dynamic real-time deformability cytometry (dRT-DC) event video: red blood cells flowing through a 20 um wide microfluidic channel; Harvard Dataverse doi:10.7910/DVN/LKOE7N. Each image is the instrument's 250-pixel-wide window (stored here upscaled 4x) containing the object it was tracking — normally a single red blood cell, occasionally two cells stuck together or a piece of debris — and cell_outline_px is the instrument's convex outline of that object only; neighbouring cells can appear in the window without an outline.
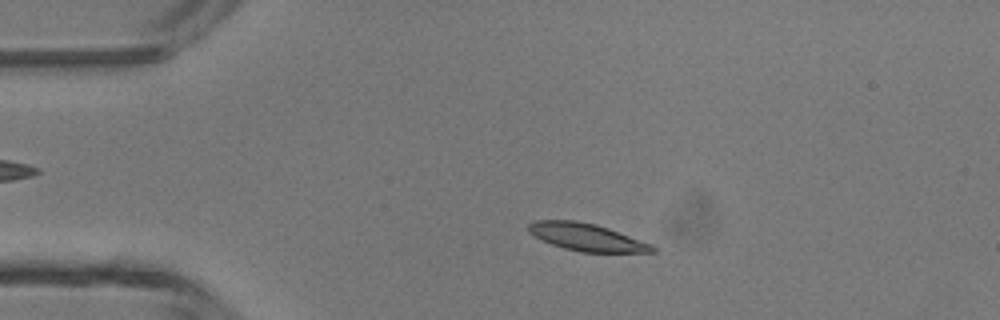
{"species": "common noctule bat (a hibernating species)", "species_latin": "Nyctalus noctula", "temperature_condition": "room temperature", "stored_images_in_passage": 45, "camera_frame_rate_fps": 3000, "um_per_image_px": 0.085, "animal": {"sex": "male", "body_mass_g": 13.3}, "frame": {"image": 1, "passage_image": 8, "time_ms": 2.333, "image_size_px": [1000, 320], "cell_outline_px": [[656, 252], [580, 252], [564, 248], [552, 244], [528, 232], [528, 224], [532, 220], [576, 220], [596, 224], [608, 228], [652, 244], [656, 248]], "centroid_in_image_um": [49.86, 20.15], "position_along_channel_um": 35.1, "area_um2": 19.71}}
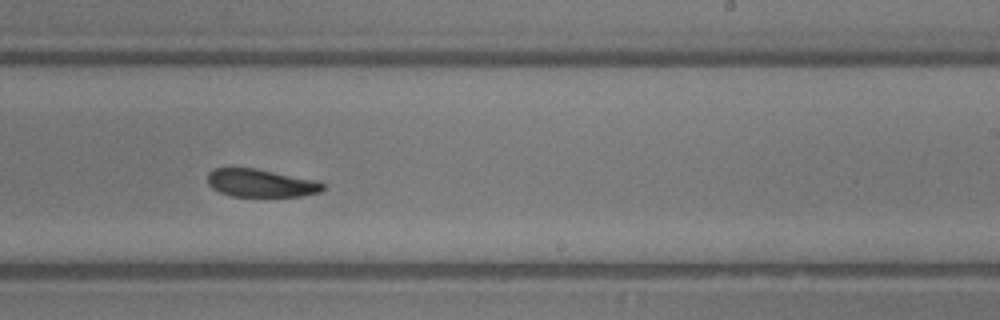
{"frame": {"image": 2, "passage_image": 27, "time_ms": 8.667, "image_size_px": [1000, 320], "cell_outline_px": [[324, 188], [320, 192], [300, 196], [232, 196], [220, 192], [212, 188], [208, 184], [208, 172], [212, 168], [256, 168], [316, 180], [324, 184]], "centroid_in_image_um": [22.15, 15.55], "position_along_channel_um": 266.8, "area_um2": 18.73}}
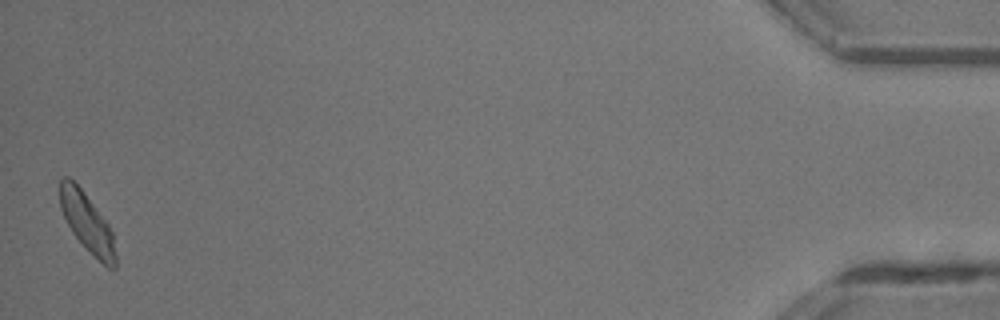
{"frame": {"image": 3, "passage_image": 45, "time_ms": 14.667, "image_size_px": [1000, 320], "cell_outline_px": [[116, 268], [108, 268], [72, 232], [60, 208], [60, 180], [64, 176], [68, 176], [80, 188], [108, 224], [112, 232], [116, 256]], "centroid_in_image_um": [7.4, 18.9], "position_along_channel_um": 427.8, "area_um2": 18.26}, "authors_computed_cell_mechanics": {"area_um2": 19.8832, "velocity_mm_per_s": 4.3066, "shape_relaxation_time_tau1_ms": 6.791, "shape_relaxation_time_tau2_ms": 5.8204, "deformation_change_tau1": 0.1535, "deformation_change_tau2": 0.1624}}